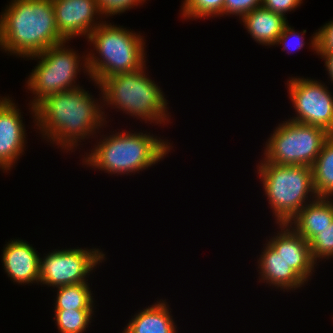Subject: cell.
Segmentation results:
<instances>
[{
  "mask_svg": "<svg viewBox=\"0 0 333 333\" xmlns=\"http://www.w3.org/2000/svg\"><path fill=\"white\" fill-rule=\"evenodd\" d=\"M3 269L10 280L22 284L39 285L40 253L23 239H11L2 252Z\"/></svg>",
  "mask_w": 333,
  "mask_h": 333,
  "instance_id": "cell-14",
  "label": "cell"
},
{
  "mask_svg": "<svg viewBox=\"0 0 333 333\" xmlns=\"http://www.w3.org/2000/svg\"><path fill=\"white\" fill-rule=\"evenodd\" d=\"M333 221V199L317 197L302 208L287 224L310 242Z\"/></svg>",
  "mask_w": 333,
  "mask_h": 333,
  "instance_id": "cell-16",
  "label": "cell"
},
{
  "mask_svg": "<svg viewBox=\"0 0 333 333\" xmlns=\"http://www.w3.org/2000/svg\"><path fill=\"white\" fill-rule=\"evenodd\" d=\"M87 39L98 54L96 56L92 50L87 53L92 83L100 84L105 78L133 72L146 65L145 39L131 29L103 21Z\"/></svg>",
  "mask_w": 333,
  "mask_h": 333,
  "instance_id": "cell-4",
  "label": "cell"
},
{
  "mask_svg": "<svg viewBox=\"0 0 333 333\" xmlns=\"http://www.w3.org/2000/svg\"><path fill=\"white\" fill-rule=\"evenodd\" d=\"M302 1L303 0H262L261 6L287 18L286 13L288 14V12L294 11L303 3Z\"/></svg>",
  "mask_w": 333,
  "mask_h": 333,
  "instance_id": "cell-28",
  "label": "cell"
},
{
  "mask_svg": "<svg viewBox=\"0 0 333 333\" xmlns=\"http://www.w3.org/2000/svg\"><path fill=\"white\" fill-rule=\"evenodd\" d=\"M262 0H225L224 15H235L241 19L247 13L261 6Z\"/></svg>",
  "mask_w": 333,
  "mask_h": 333,
  "instance_id": "cell-27",
  "label": "cell"
},
{
  "mask_svg": "<svg viewBox=\"0 0 333 333\" xmlns=\"http://www.w3.org/2000/svg\"><path fill=\"white\" fill-rule=\"evenodd\" d=\"M283 15L274 13L262 6L255 8L241 18L246 30L254 41L265 46H274L288 23Z\"/></svg>",
  "mask_w": 333,
  "mask_h": 333,
  "instance_id": "cell-18",
  "label": "cell"
},
{
  "mask_svg": "<svg viewBox=\"0 0 333 333\" xmlns=\"http://www.w3.org/2000/svg\"><path fill=\"white\" fill-rule=\"evenodd\" d=\"M331 136L317 126L283 121L275 127L265 143L260 162L277 165H306L312 167L325 141Z\"/></svg>",
  "mask_w": 333,
  "mask_h": 333,
  "instance_id": "cell-8",
  "label": "cell"
},
{
  "mask_svg": "<svg viewBox=\"0 0 333 333\" xmlns=\"http://www.w3.org/2000/svg\"><path fill=\"white\" fill-rule=\"evenodd\" d=\"M65 42L52 0H11L0 15V49L24 59Z\"/></svg>",
  "mask_w": 333,
  "mask_h": 333,
  "instance_id": "cell-2",
  "label": "cell"
},
{
  "mask_svg": "<svg viewBox=\"0 0 333 333\" xmlns=\"http://www.w3.org/2000/svg\"><path fill=\"white\" fill-rule=\"evenodd\" d=\"M94 310H54L60 333H84L91 323Z\"/></svg>",
  "mask_w": 333,
  "mask_h": 333,
  "instance_id": "cell-21",
  "label": "cell"
},
{
  "mask_svg": "<svg viewBox=\"0 0 333 333\" xmlns=\"http://www.w3.org/2000/svg\"><path fill=\"white\" fill-rule=\"evenodd\" d=\"M52 3L57 29L65 41L78 36L87 39L103 22L101 20L105 19L99 10L97 0H52ZM100 17L101 20L98 19Z\"/></svg>",
  "mask_w": 333,
  "mask_h": 333,
  "instance_id": "cell-11",
  "label": "cell"
},
{
  "mask_svg": "<svg viewBox=\"0 0 333 333\" xmlns=\"http://www.w3.org/2000/svg\"><path fill=\"white\" fill-rule=\"evenodd\" d=\"M258 262L259 282L282 291H292L305 285V281L290 267V265L267 242Z\"/></svg>",
  "mask_w": 333,
  "mask_h": 333,
  "instance_id": "cell-15",
  "label": "cell"
},
{
  "mask_svg": "<svg viewBox=\"0 0 333 333\" xmlns=\"http://www.w3.org/2000/svg\"><path fill=\"white\" fill-rule=\"evenodd\" d=\"M146 0H97V4L103 17L120 15L131 8L143 5Z\"/></svg>",
  "mask_w": 333,
  "mask_h": 333,
  "instance_id": "cell-25",
  "label": "cell"
},
{
  "mask_svg": "<svg viewBox=\"0 0 333 333\" xmlns=\"http://www.w3.org/2000/svg\"><path fill=\"white\" fill-rule=\"evenodd\" d=\"M99 248L55 249L40 257V285L61 287L85 283L92 273L106 259Z\"/></svg>",
  "mask_w": 333,
  "mask_h": 333,
  "instance_id": "cell-9",
  "label": "cell"
},
{
  "mask_svg": "<svg viewBox=\"0 0 333 333\" xmlns=\"http://www.w3.org/2000/svg\"><path fill=\"white\" fill-rule=\"evenodd\" d=\"M278 225L280 230L267 242L307 284L318 265L311 256L310 244L288 224Z\"/></svg>",
  "mask_w": 333,
  "mask_h": 333,
  "instance_id": "cell-13",
  "label": "cell"
},
{
  "mask_svg": "<svg viewBox=\"0 0 333 333\" xmlns=\"http://www.w3.org/2000/svg\"><path fill=\"white\" fill-rule=\"evenodd\" d=\"M259 163L257 174L276 224H287L302 208L317 198L313 188L312 167Z\"/></svg>",
  "mask_w": 333,
  "mask_h": 333,
  "instance_id": "cell-6",
  "label": "cell"
},
{
  "mask_svg": "<svg viewBox=\"0 0 333 333\" xmlns=\"http://www.w3.org/2000/svg\"><path fill=\"white\" fill-rule=\"evenodd\" d=\"M311 256L314 261L333 258V221L329 226L320 230L310 242Z\"/></svg>",
  "mask_w": 333,
  "mask_h": 333,
  "instance_id": "cell-23",
  "label": "cell"
},
{
  "mask_svg": "<svg viewBox=\"0 0 333 333\" xmlns=\"http://www.w3.org/2000/svg\"><path fill=\"white\" fill-rule=\"evenodd\" d=\"M88 282L57 287L53 310H94V294Z\"/></svg>",
  "mask_w": 333,
  "mask_h": 333,
  "instance_id": "cell-20",
  "label": "cell"
},
{
  "mask_svg": "<svg viewBox=\"0 0 333 333\" xmlns=\"http://www.w3.org/2000/svg\"><path fill=\"white\" fill-rule=\"evenodd\" d=\"M225 0H184L181 5L183 19H207L224 16ZM212 16V17H211Z\"/></svg>",
  "mask_w": 333,
  "mask_h": 333,
  "instance_id": "cell-22",
  "label": "cell"
},
{
  "mask_svg": "<svg viewBox=\"0 0 333 333\" xmlns=\"http://www.w3.org/2000/svg\"><path fill=\"white\" fill-rule=\"evenodd\" d=\"M312 177L317 197L333 198V135L323 144L312 166Z\"/></svg>",
  "mask_w": 333,
  "mask_h": 333,
  "instance_id": "cell-19",
  "label": "cell"
},
{
  "mask_svg": "<svg viewBox=\"0 0 333 333\" xmlns=\"http://www.w3.org/2000/svg\"><path fill=\"white\" fill-rule=\"evenodd\" d=\"M156 302L135 313L122 333H178L166 299Z\"/></svg>",
  "mask_w": 333,
  "mask_h": 333,
  "instance_id": "cell-17",
  "label": "cell"
},
{
  "mask_svg": "<svg viewBox=\"0 0 333 333\" xmlns=\"http://www.w3.org/2000/svg\"><path fill=\"white\" fill-rule=\"evenodd\" d=\"M67 43L54 45L41 54L27 58L39 59L26 80L27 89L34 95L28 103L32 117H35V106L45 97L79 88L76 78L82 68L90 78L87 55L80 57L73 48L66 47Z\"/></svg>",
  "mask_w": 333,
  "mask_h": 333,
  "instance_id": "cell-7",
  "label": "cell"
},
{
  "mask_svg": "<svg viewBox=\"0 0 333 333\" xmlns=\"http://www.w3.org/2000/svg\"><path fill=\"white\" fill-rule=\"evenodd\" d=\"M310 47L317 52H333V20L321 26L311 37Z\"/></svg>",
  "mask_w": 333,
  "mask_h": 333,
  "instance_id": "cell-24",
  "label": "cell"
},
{
  "mask_svg": "<svg viewBox=\"0 0 333 333\" xmlns=\"http://www.w3.org/2000/svg\"><path fill=\"white\" fill-rule=\"evenodd\" d=\"M93 97L83 86L49 95L35 106L34 126L50 144L74 150L107 123L102 99Z\"/></svg>",
  "mask_w": 333,
  "mask_h": 333,
  "instance_id": "cell-1",
  "label": "cell"
},
{
  "mask_svg": "<svg viewBox=\"0 0 333 333\" xmlns=\"http://www.w3.org/2000/svg\"><path fill=\"white\" fill-rule=\"evenodd\" d=\"M287 23L280 36L278 37L275 45H283V51H288L287 53H290L291 51H298L299 49H302L305 45L304 42V35L306 34V30L303 29L302 32L298 33L294 30V27H291ZM302 33V34H301ZM292 38V39H291ZM291 39V40H290ZM290 51V52H289Z\"/></svg>",
  "mask_w": 333,
  "mask_h": 333,
  "instance_id": "cell-26",
  "label": "cell"
},
{
  "mask_svg": "<svg viewBox=\"0 0 333 333\" xmlns=\"http://www.w3.org/2000/svg\"><path fill=\"white\" fill-rule=\"evenodd\" d=\"M317 55H320L321 59H324L325 68L328 72L331 83H333V52H317Z\"/></svg>",
  "mask_w": 333,
  "mask_h": 333,
  "instance_id": "cell-29",
  "label": "cell"
},
{
  "mask_svg": "<svg viewBox=\"0 0 333 333\" xmlns=\"http://www.w3.org/2000/svg\"><path fill=\"white\" fill-rule=\"evenodd\" d=\"M146 65L136 71L105 78L98 86L103 107L113 106L123 113L142 119L145 123L165 125L170 122L168 100L160 86L146 73ZM147 74V75H146ZM149 76V77H148ZM166 121V122H165Z\"/></svg>",
  "mask_w": 333,
  "mask_h": 333,
  "instance_id": "cell-5",
  "label": "cell"
},
{
  "mask_svg": "<svg viewBox=\"0 0 333 333\" xmlns=\"http://www.w3.org/2000/svg\"><path fill=\"white\" fill-rule=\"evenodd\" d=\"M8 96L0 99V169L5 173L26 151V128L18 105ZM17 105V106H16Z\"/></svg>",
  "mask_w": 333,
  "mask_h": 333,
  "instance_id": "cell-12",
  "label": "cell"
},
{
  "mask_svg": "<svg viewBox=\"0 0 333 333\" xmlns=\"http://www.w3.org/2000/svg\"><path fill=\"white\" fill-rule=\"evenodd\" d=\"M114 133V134H113ZM103 135L82 160V165L108 174L131 175L165 159L172 150L169 140L143 132L118 131Z\"/></svg>",
  "mask_w": 333,
  "mask_h": 333,
  "instance_id": "cell-3",
  "label": "cell"
},
{
  "mask_svg": "<svg viewBox=\"0 0 333 333\" xmlns=\"http://www.w3.org/2000/svg\"><path fill=\"white\" fill-rule=\"evenodd\" d=\"M289 79L286 85L296 116L288 120L321 127L333 135V93L329 87L304 76Z\"/></svg>",
  "mask_w": 333,
  "mask_h": 333,
  "instance_id": "cell-10",
  "label": "cell"
}]
</instances>
